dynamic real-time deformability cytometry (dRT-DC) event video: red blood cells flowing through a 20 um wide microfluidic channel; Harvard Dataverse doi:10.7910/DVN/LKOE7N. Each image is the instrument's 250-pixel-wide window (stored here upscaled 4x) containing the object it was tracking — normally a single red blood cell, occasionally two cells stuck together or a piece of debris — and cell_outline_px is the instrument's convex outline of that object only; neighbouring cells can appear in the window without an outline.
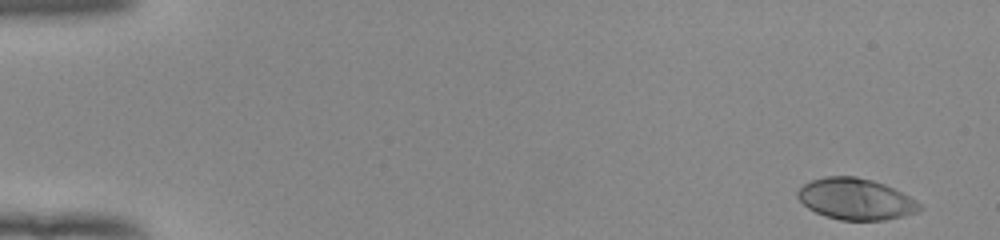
{"species": "human", "species_latin": "Homo sapiens", "temperature_condition": "room temperature", "stored_images_in_passage": 51, "camera_frame_rate_fps": 3000, "um_per_image_px": 0.085, "donor": {"sex": "female"}, "frame": {"image": 1, "passage_image": 1, "time_ms": 0.0, "image_size_px": [1000, 240], "cell_outline_px": [[924, 208], [916, 212], [884, 220], [840, 220], [816, 212], [808, 208], [796, 196], [796, 192], [804, 184], [812, 180], [824, 176], [856, 176], [872, 180], [884, 184], [908, 196], [920, 204]], "centroid_in_image_um": [72.71, 16.91], "position_along_channel_um": 12.3, "area_um2": 29.02}}
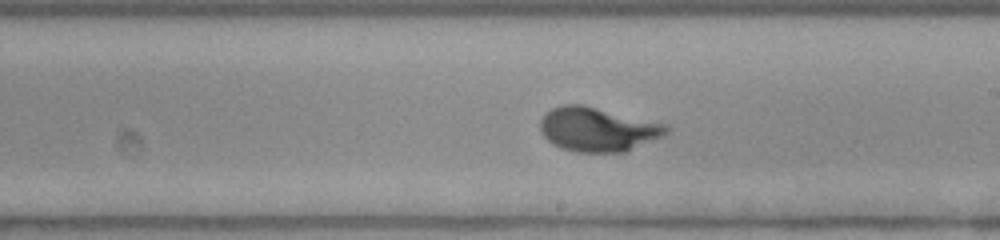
{"frame": {"image": 2, "passage_image": 30, "time_ms": 9.667, "image_size_px": [1000, 240], "cell_outline_px": [[672, 128], [664, 136], [624, 152], [576, 152], [560, 148], [552, 144], [540, 132], [540, 120], [544, 112], [560, 104], [584, 104], [668, 124]], "centroid_in_image_um": [50.81, 10.98], "position_along_channel_um": 238.2, "area_um2": 33.0}}
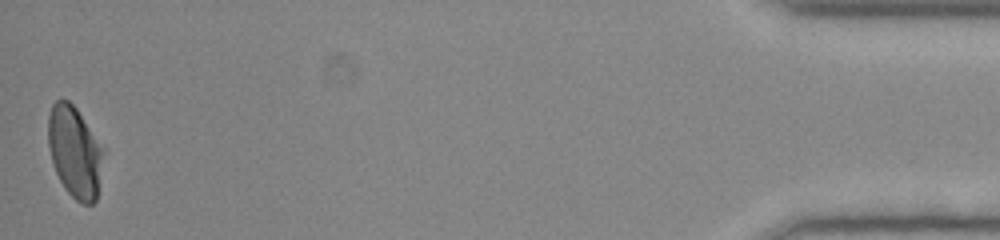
{"frame": {"image": 3, "passage_image": 51, "time_ms": 16.667, "image_size_px": [1000, 240], "cell_outline_px": [[104, 152], [96, 200], [92, 204], [84, 204], [76, 200], [64, 188], [56, 172], [52, 160], [48, 144], [48, 116], [52, 104], [56, 100], [68, 100], [76, 108], [104, 148]], "centroid_in_image_um": [6.35, 12.9], "position_along_channel_um": 428.9, "area_um2": 29.19}, "authors_computed_cell_mechanics": {"area_um2": 30.345, "velocity_mm_per_s": 3.9289, "shape_relaxation_time_tau1_ms": 2.6095, "shape_relaxation_time_tau2_ms": null, "deformation_change_tau1": 0.1569, "deformation_change_tau2": null}}